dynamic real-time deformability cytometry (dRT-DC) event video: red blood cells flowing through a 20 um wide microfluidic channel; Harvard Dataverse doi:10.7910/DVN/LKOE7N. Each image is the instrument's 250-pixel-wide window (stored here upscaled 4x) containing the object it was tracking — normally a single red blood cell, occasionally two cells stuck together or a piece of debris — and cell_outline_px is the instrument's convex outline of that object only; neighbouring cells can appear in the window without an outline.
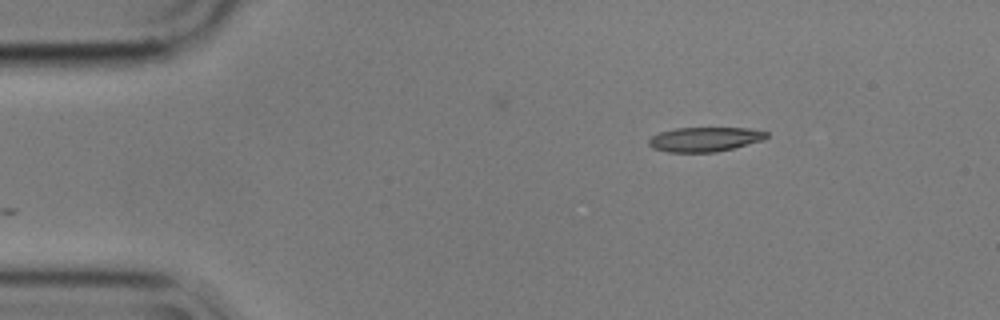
{"species": "common noctule bat (a hibernating species)", "species_latin": "Nyctalus noctula", "temperature_condition": "cold", "stored_images_in_passage": 49, "camera_frame_rate_fps": 3000, "um_per_image_px": 0.085, "animal": {"sex": "male", "body_mass_g": 17.9}, "frame": {"image": 1, "passage_image": 1, "time_ms": 0.0, "image_size_px": [1000, 320], "cell_outline_px": [[768, 136], [764, 140], [716, 152], [668, 152], [652, 148], [648, 144], [648, 140], [652, 136], [660, 132], [676, 128], [748, 128], [768, 132]], "centroid_in_image_um": [59.9, 11.84], "position_along_channel_um": 25.1, "area_um2": 16.76}}
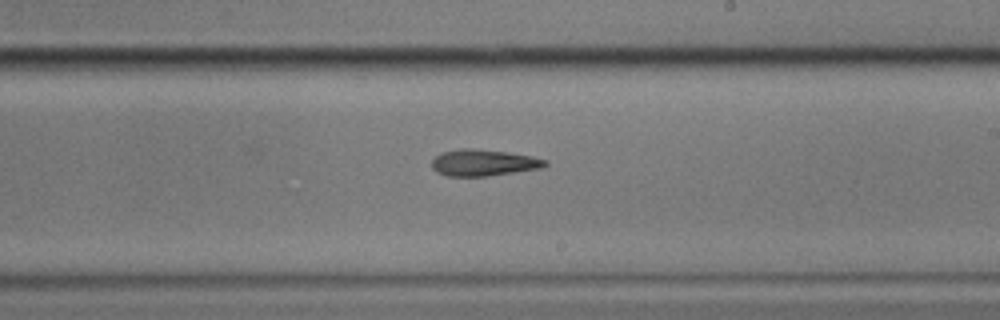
{"frame": {"image": 2, "passage_image": 25, "time_ms": 8.0, "image_size_px": [1000, 320], "cell_outline_px": [[548, 164], [540, 168], [488, 176], [448, 176], [436, 172], [432, 168], [432, 160], [436, 156], [444, 152], [460, 148], [468, 148], [504, 152], [532, 156], [548, 160]], "centroid_in_image_um": [41.09, 13.83], "position_along_channel_um": 247.9, "area_um2": 17.28}}
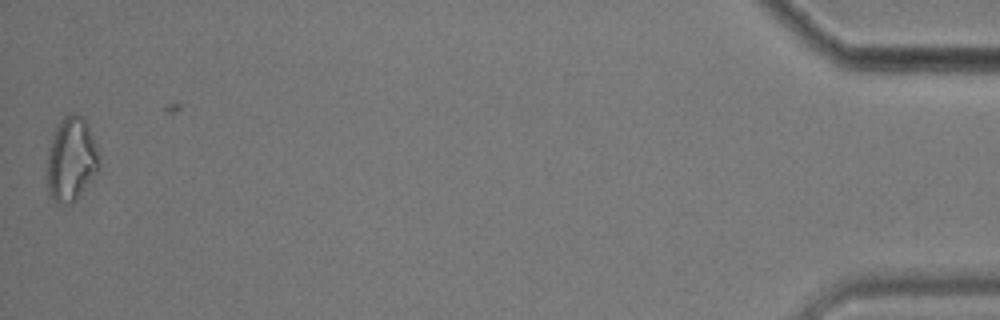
{"frame": {"image": 3, "passage_image": 48, "time_ms": 15.667, "image_size_px": [1000, 320], "cell_outline_px": [[100, 164], [96, 172], [76, 200], [72, 204], [60, 204], [52, 200], [48, 196], [48, 148], [56, 128], [60, 120], [64, 116], [72, 112], [84, 116], [96, 144], [100, 156]], "centroid_in_image_um": [6.06, 13.53], "position_along_channel_um": 429.1, "area_um2": 25.61}, "authors_computed_cell_mechanics": {"area_um2": 18.0336, "velocity_mm_per_s": 3.5793, "shape_relaxation_time_tau1_ms": 4.9916, "shape_relaxation_time_tau2_ms": null, "deformation_change_tau1": 0.108, "deformation_change_tau2": null}}